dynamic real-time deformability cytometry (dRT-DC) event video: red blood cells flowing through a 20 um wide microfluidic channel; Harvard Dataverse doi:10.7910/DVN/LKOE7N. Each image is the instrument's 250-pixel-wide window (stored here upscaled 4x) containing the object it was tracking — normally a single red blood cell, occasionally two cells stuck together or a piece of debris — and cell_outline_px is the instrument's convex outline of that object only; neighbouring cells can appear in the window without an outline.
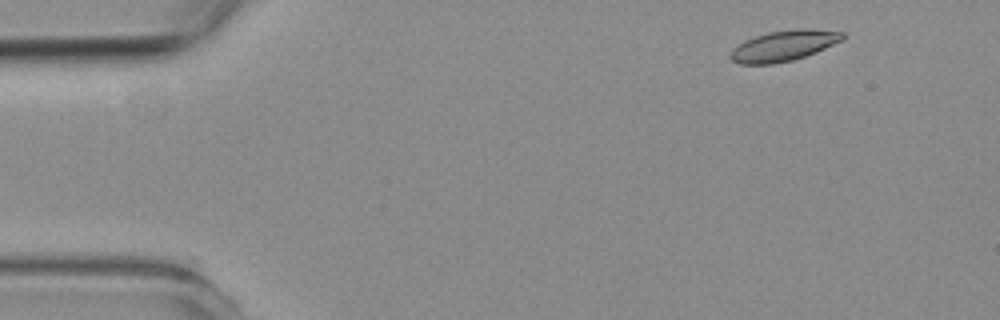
{"species": "common noctule bat (a hibernating species)", "species_latin": "Nyctalus noctula", "temperature_condition": "room temperature", "stored_images_in_passage": 52, "camera_frame_rate_fps": 3000, "um_per_image_px": 0.085, "animal": {"sex": "female", "body_mass_g": 19.3, "forearm_length_mm": 54.1}, "frame": {"image": 1, "passage_image": 3, "time_ms": 0.667, "image_size_px": [1000, 320], "cell_outline_px": [[844, 40], [816, 52], [792, 60], [772, 64], [740, 64], [732, 60], [728, 56], [732, 48], [744, 40], [768, 32], [800, 28], [804, 28], [844, 32]], "centroid_in_image_um": [66.6, 3.89], "position_along_channel_um": 18.4, "area_um2": 20.06}}
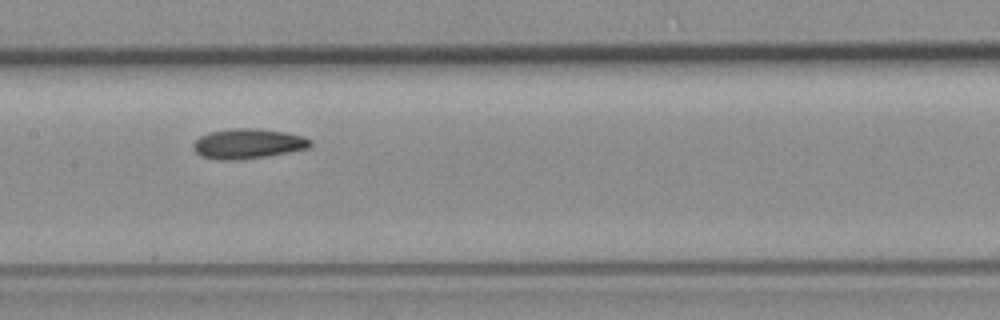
{"frame": {"image": 2, "passage_image": 24, "time_ms": 7.667, "image_size_px": [1000, 320], "cell_outline_px": [[312, 144], [308, 148], [268, 156], [240, 160], [220, 160], [200, 156], [192, 148], [192, 144], [200, 136], [208, 132], [228, 128], [260, 128], [288, 132], [304, 136], [312, 140]], "centroid_in_image_um": [21.07, 12.2], "position_along_channel_um": 186.3, "area_um2": 20.87}}
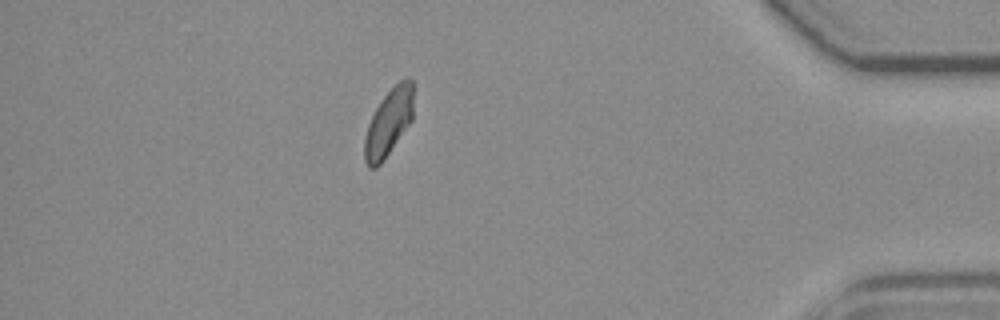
{"frame": {"image": 3, "passage_image": 45, "time_ms": 14.667, "image_size_px": [1000, 320], "cell_outline_px": [[412, 120], [380, 164], [376, 168], [368, 168], [364, 160], [364, 140], [368, 124], [376, 108], [384, 96], [400, 80], [408, 76], [412, 80]], "centroid_in_image_um": [33.01, 10.43], "position_along_channel_um": 402.2, "area_um2": 18.73}, "authors_computed_cell_mechanics": {"area_um2": 19.8832, "velocity_mm_per_s": 3.7583, "shape_relaxation_time_tau1_ms": 5.5068, "shape_relaxation_time_tau2_ms": 5.1876, "deformation_change_tau1": 0.1435, "deformation_change_tau2": 0.0925}}